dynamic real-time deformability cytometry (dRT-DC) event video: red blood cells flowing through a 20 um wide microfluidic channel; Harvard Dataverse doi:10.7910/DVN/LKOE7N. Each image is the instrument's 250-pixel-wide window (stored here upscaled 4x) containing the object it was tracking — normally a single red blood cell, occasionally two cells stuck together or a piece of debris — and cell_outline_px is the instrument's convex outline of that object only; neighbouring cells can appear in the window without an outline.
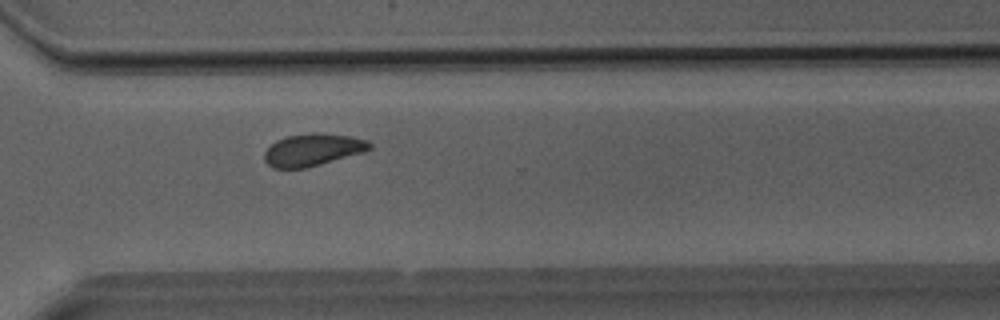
{"species": "Egyptian fruit bat (a non-hibernating species)", "species_latin": "Rousettus aegyptiacus", "temperature_condition": "room temperature", "stored_images_in_passage": 31, "camera_frame_rate_fps": 3000, "um_per_image_px": 0.085, "animal": {"sex": "male"}, "frame": {"image": 1, "passage_image": 22, "time_ms": 7.0, "image_size_px": [1000, 320], "cell_outline_px": [[372, 148], [364, 152], [320, 164], [304, 168], [272, 168], [264, 160], [264, 152], [276, 140], [288, 136], [312, 132], [320, 132], [352, 136], [368, 140], [372, 144]], "centroid_in_image_um": [26.6, 12.72], "position_along_channel_um": 344.0, "area_um2": 19.88}}
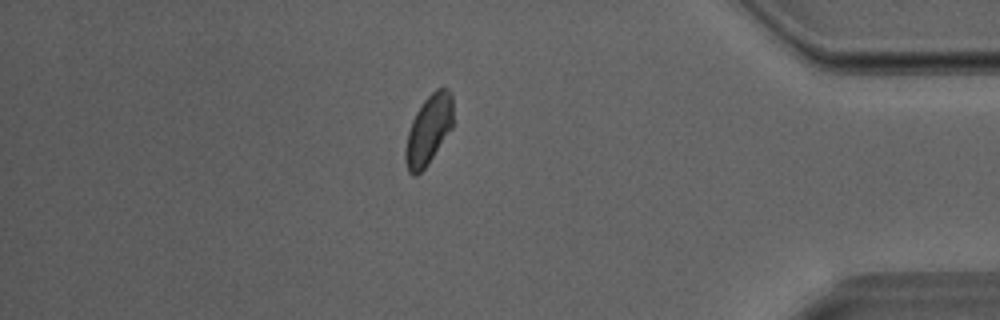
{"frame": {"image": 2, "passage_image": 27, "time_ms": 8.667, "image_size_px": [1000, 320], "cell_outline_px": [[452, 128], [428, 164], [416, 176], [412, 176], [408, 172], [404, 160], [404, 152], [408, 132], [412, 120], [416, 112], [424, 100], [436, 88], [448, 88], [452, 92]], "centroid_in_image_um": [36.42, 11.05], "position_along_channel_um": 398.8, "area_um2": 19.36}}